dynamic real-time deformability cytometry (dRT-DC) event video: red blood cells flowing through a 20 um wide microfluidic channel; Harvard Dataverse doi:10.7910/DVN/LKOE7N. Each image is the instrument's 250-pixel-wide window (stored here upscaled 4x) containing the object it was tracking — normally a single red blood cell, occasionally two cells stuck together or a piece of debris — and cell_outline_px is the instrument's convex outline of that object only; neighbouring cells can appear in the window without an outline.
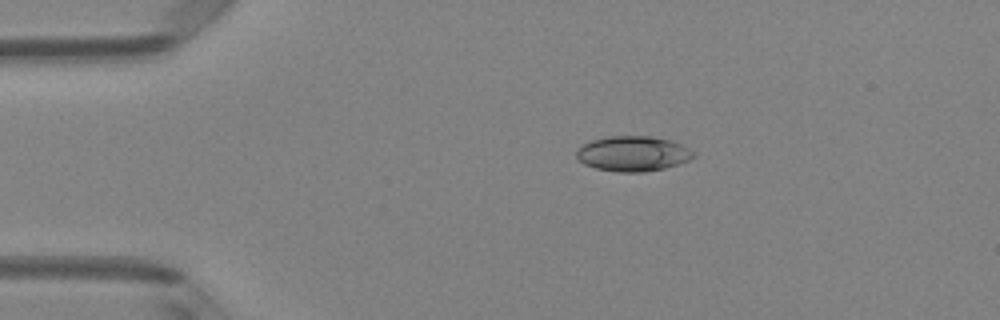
{"species": "Egyptian fruit bat (a non-hibernating species)", "species_latin": "Rousettus aegyptiacus", "temperature_condition": "room temperature", "stored_images_in_passage": 6, "camera_frame_rate_fps": 3000, "um_per_image_px": 0.085, "animal": {"sex": "female"}, "frame": {"image": 1, "passage_image": 3, "time_ms": 0.667, "image_size_px": [1000, 320], "cell_outline_px": [[696, 156], [680, 164], [664, 168], [644, 172], [616, 172], [596, 168], [584, 164], [576, 156], [576, 152], [580, 144], [592, 140], [608, 136], [648, 136], [672, 140], [696, 152]], "centroid_in_image_um": [53.8, 13.06], "position_along_channel_um": 31.2, "area_um2": 24.16}}
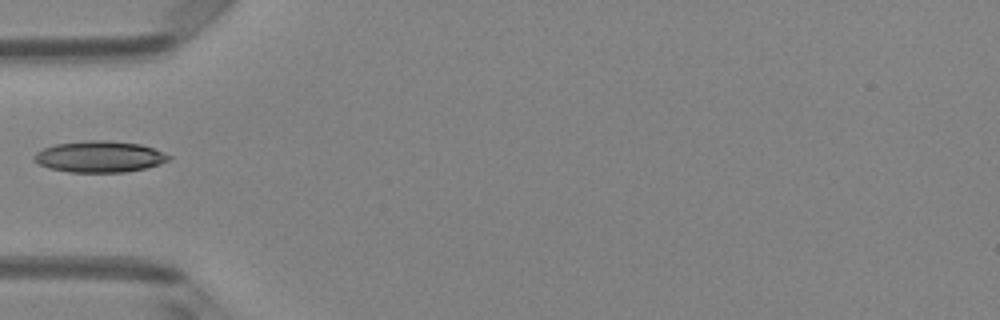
{"frame": {"image": 2, "passage_image": 5, "time_ms": 1.333, "image_size_px": [1000, 320], "cell_outline_px": [[172, 160], [160, 164], [144, 168], [124, 172], [68, 172], [48, 168], [40, 164], [32, 156], [36, 152], [44, 148], [56, 144], [84, 140], [108, 140], [140, 144], [152, 148], [172, 156]], "centroid_in_image_um": [8.47, 13.31], "position_along_channel_um": 76.5, "area_um2": 24.57}}
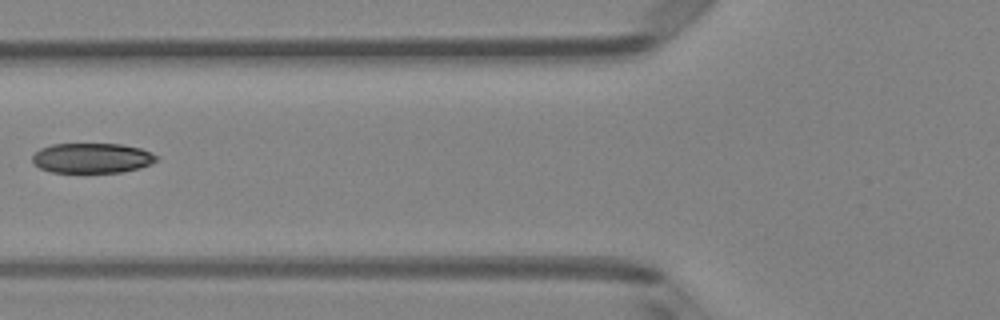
{"frame": {"image": 3, "passage_image": 6, "time_ms": 1.667, "image_size_px": [1000, 320], "cell_outline_px": [[160, 156], [152, 164], [140, 168], [120, 172], [52, 172], [40, 168], [32, 164], [32, 156], [40, 148], [52, 144], [120, 144], [140, 148], [152, 152]], "centroid_in_image_um": [7.83, 13.43], "position_along_channel_um": 118.0, "area_um2": 21.85}}